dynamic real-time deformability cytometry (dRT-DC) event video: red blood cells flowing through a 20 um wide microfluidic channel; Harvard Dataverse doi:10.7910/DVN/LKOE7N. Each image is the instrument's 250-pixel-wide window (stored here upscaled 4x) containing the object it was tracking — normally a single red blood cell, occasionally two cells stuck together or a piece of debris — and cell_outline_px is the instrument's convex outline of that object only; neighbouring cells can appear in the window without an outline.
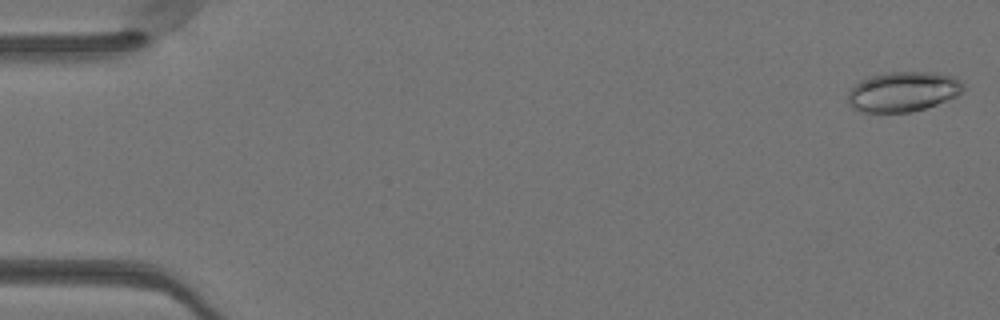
{"species": "Egyptian fruit bat (a non-hibernating species)", "species_latin": "Rousettus aegyptiacus", "temperature_condition": "warm", "stored_images_in_passage": 50, "camera_frame_rate_fps": 3000, "um_per_image_px": 0.085, "animal": {"sex": "female"}, "frame": {"image": 1, "passage_image": 1, "time_ms": 0.0, "image_size_px": [1000, 320], "cell_outline_px": [[964, 88], [956, 96], [936, 104], [912, 112], [864, 112], [852, 108], [848, 104], [848, 92], [860, 80], [868, 76], [888, 72], [936, 72], [956, 76], [964, 84]], "centroid_in_image_um": [76.76, 7.77], "position_along_channel_um": 8.2, "area_um2": 26.99}}
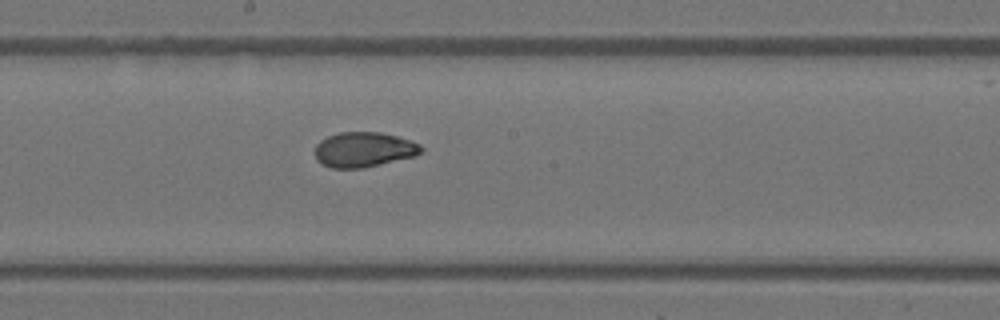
{"frame": {"image": 2, "passage_image": 27, "time_ms": 8.667, "image_size_px": [1000, 320], "cell_outline_px": [[424, 152], [416, 156], [364, 168], [332, 168], [320, 164], [316, 160], [316, 144], [320, 140], [328, 136], [340, 132], [380, 132], [396, 136], [420, 144], [424, 148]], "centroid_in_image_um": [30.94, 12.72], "position_along_channel_um": 217.3, "area_um2": 21.85}}
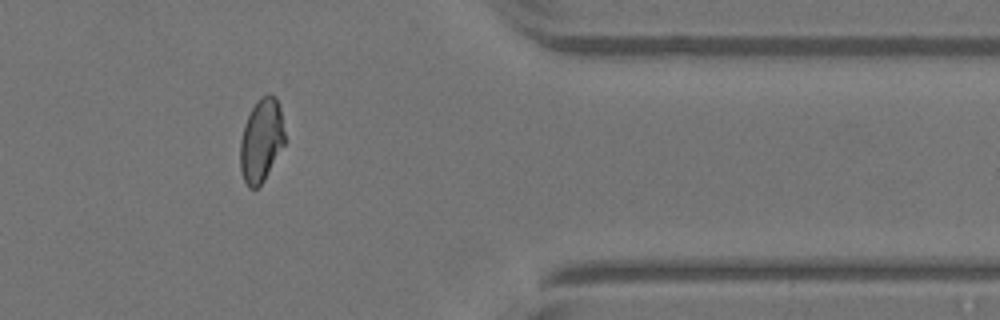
{"frame": {"image": 3, "passage_image": 41, "time_ms": 13.333, "image_size_px": [1000, 320], "cell_outline_px": [[284, 144], [264, 180], [256, 188], [248, 188], [244, 180], [240, 168], [240, 140], [244, 124], [256, 100], [260, 96], [268, 92], [276, 96], [280, 108], [284, 132]], "centroid_in_image_um": [22.19, 11.89], "position_along_channel_um": 389.2, "area_um2": 21.62}, "authors_computed_cell_mechanics": {"area_um2": 22.4553, "velocity_mm_per_s": 4.0831, "shape_relaxation_time_tau1_ms": 3.1608, "shape_relaxation_time_tau2_ms": 1.1507, "deformation_change_tau1": 0.1449, "deformation_change_tau2": 0.0532}}